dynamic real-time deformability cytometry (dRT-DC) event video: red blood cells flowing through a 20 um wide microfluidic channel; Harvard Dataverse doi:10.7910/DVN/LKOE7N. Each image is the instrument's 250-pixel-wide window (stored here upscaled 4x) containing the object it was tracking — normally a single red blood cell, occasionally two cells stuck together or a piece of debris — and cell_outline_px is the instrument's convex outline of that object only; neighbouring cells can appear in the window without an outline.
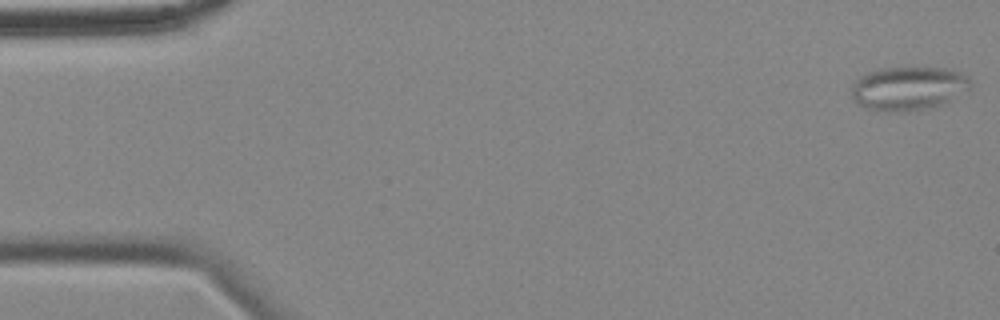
{"species": "common noctule bat (a hibernating species)", "species_latin": "Nyctalus noctula", "temperature_condition": "cold", "stored_images_in_passage": 57, "camera_frame_rate_fps": 3000, "um_per_image_px": 0.085, "animal": {"sex": "female", "body_mass_g": 18.4}, "frame": {"image": 1, "passage_image": 1, "time_ms": 0.0, "image_size_px": [1000, 320], "cell_outline_px": [[972, 84], [968, 88], [948, 100], [940, 104], [924, 108], [864, 108], [852, 96], [852, 84], [860, 76], [884, 68], [944, 68], [960, 72], [968, 76]], "centroid_in_image_um": [77.23, 7.44], "position_along_channel_um": 7.8, "area_um2": 28.61}}
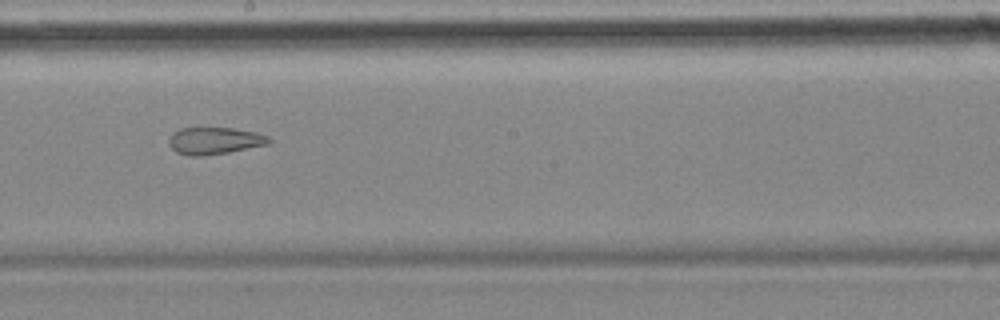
{"frame": {"image": 2, "passage_image": 31, "time_ms": 10.0, "image_size_px": [1000, 320], "cell_outline_px": [[272, 144], [228, 152], [204, 156], [188, 156], [176, 152], [168, 144], [168, 140], [172, 132], [180, 128], [232, 128], [256, 132], [268, 136], [272, 140]], "centroid_in_image_um": [18.25, 11.97], "position_along_channel_um": 230.0, "area_um2": 16.01}}
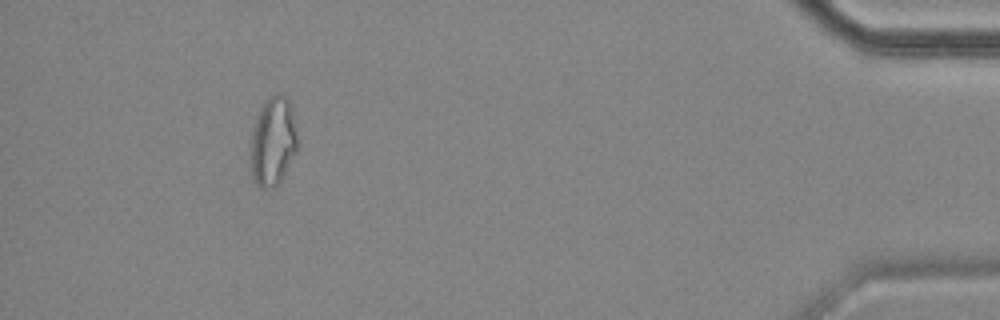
{"frame": {"image": 3, "passage_image": 52, "time_ms": 17.0, "image_size_px": [1000, 320], "cell_outline_px": [[296, 152], [280, 180], [272, 188], [260, 188], [256, 184], [252, 176], [252, 132], [260, 108], [264, 100], [276, 92], [284, 92], [288, 96], [296, 136]], "centroid_in_image_um": [23.2, 11.97], "position_along_channel_um": 412.0, "area_um2": 23.7}, "authors_computed_cell_mechanics": {"area_um2": 22.7154, "velocity_mm_per_s": 3.4969, "shape_relaxation_time_tau1_ms": null, "shape_relaxation_time_tau2_ms": 3.456, "deformation_change_tau1": null, "deformation_change_tau2": 0.1271}}